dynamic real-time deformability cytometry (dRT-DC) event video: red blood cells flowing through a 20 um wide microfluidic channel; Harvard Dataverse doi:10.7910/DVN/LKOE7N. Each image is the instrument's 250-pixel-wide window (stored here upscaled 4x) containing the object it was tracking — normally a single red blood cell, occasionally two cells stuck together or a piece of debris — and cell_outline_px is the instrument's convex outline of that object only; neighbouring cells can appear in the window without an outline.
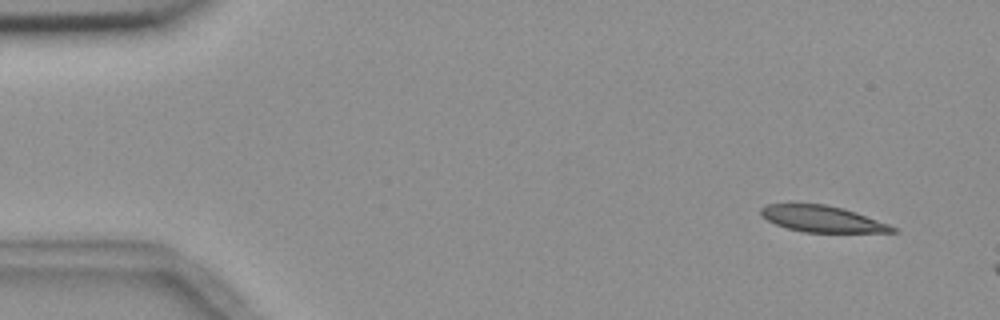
{"species": "common noctule bat (a hibernating species)", "species_latin": "Nyctalus noctula", "temperature_condition": "room temperature", "stored_images_in_passage": 3, "camera_frame_rate_fps": 3000, "um_per_image_px": 0.085, "animal": {"sex": "female", "body_mass_g": 18.4}, "frame": {"image": 1, "passage_image": 1, "time_ms": 0.0, "image_size_px": [1000, 320], "cell_outline_px": [[900, 232], [804, 232], [788, 228], [776, 224], [760, 216], [760, 208], [768, 204], [824, 204], [844, 208], [856, 212], [888, 224], [896, 228]], "centroid_in_image_um": [69.88, 18.6], "position_along_channel_um": 15.1, "area_um2": 20.0}}